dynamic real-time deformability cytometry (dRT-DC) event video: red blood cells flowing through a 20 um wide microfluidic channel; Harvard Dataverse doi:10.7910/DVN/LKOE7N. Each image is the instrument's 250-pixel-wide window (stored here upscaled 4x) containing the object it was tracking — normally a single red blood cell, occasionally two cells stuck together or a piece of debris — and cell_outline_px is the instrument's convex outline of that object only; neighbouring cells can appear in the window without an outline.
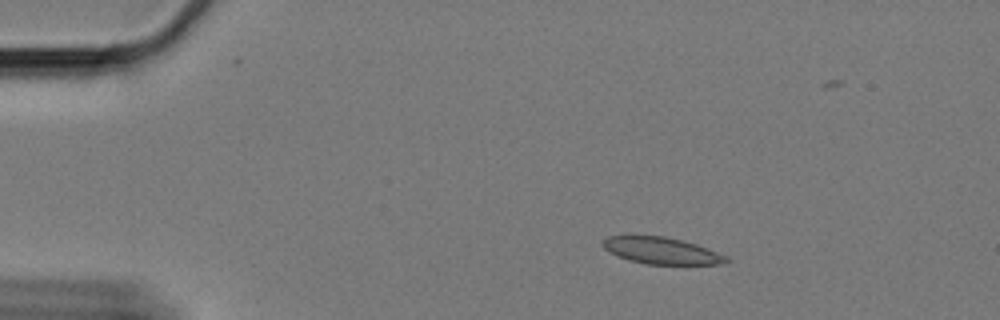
{"species": "Egyptian fruit bat (a non-hibernating species)", "species_latin": "Rousettus aegyptiacus", "temperature_condition": "cold", "stored_images_in_passage": 53, "camera_frame_rate_fps": 3000, "um_per_image_px": 0.085, "animal": {"sex": "female"}, "frame": {"image": 1, "passage_image": 1, "time_ms": 0.0, "image_size_px": [1000, 320], "cell_outline_px": [[732, 260], [720, 264], [644, 264], [628, 260], [616, 256], [604, 248], [600, 244], [600, 240], [608, 236], [628, 232], [664, 236], [684, 240], [696, 244], [728, 256]], "centroid_in_image_um": [56.11, 21.25], "position_along_channel_um": 28.9, "area_um2": 20.23}}
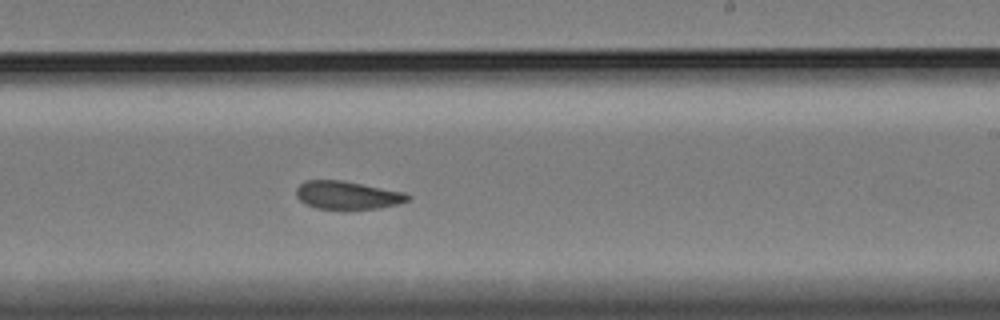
{"frame": {"image": 2, "passage_image": 28, "time_ms": 9.0, "image_size_px": [1000, 320], "cell_outline_px": [[412, 196], [408, 200], [400, 204], [380, 208], [348, 212], [316, 208], [304, 204], [296, 196], [296, 188], [304, 180], [344, 180], [404, 192]], "centroid_in_image_um": [29.53, 16.63], "position_along_channel_um": 259.5, "area_um2": 19.19}}
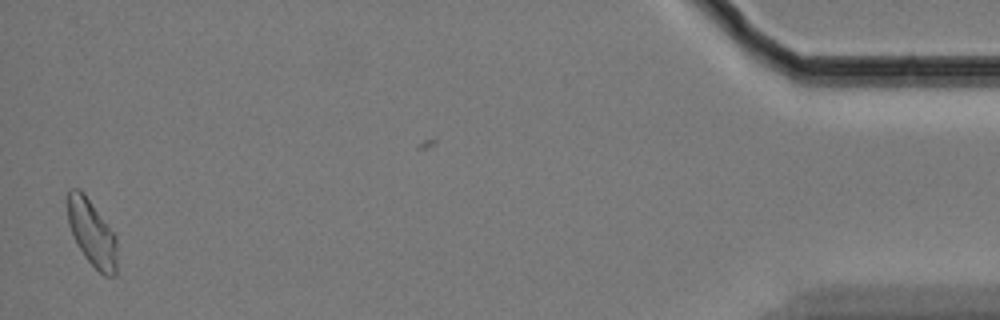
{"frame": {"image": 3, "passage_image": 51, "time_ms": 16.667, "image_size_px": [1000, 320], "cell_outline_px": [[116, 276], [104, 276], [84, 256], [72, 236], [68, 224], [68, 188], [80, 188], [84, 192], [116, 236]], "centroid_in_image_um": [7.8, 19.78], "position_along_channel_um": 427.4, "area_um2": 19.07}, "authors_computed_cell_mechanics": {"area_um2": 19.074, "velocity_mm_per_s": 3.2661, "shape_relaxation_time_tau1_ms": 6.9993, "shape_relaxation_time_tau2_ms": 1.627, "deformation_change_tau1": 0.1405, "deformation_change_tau2": 0.0762}}